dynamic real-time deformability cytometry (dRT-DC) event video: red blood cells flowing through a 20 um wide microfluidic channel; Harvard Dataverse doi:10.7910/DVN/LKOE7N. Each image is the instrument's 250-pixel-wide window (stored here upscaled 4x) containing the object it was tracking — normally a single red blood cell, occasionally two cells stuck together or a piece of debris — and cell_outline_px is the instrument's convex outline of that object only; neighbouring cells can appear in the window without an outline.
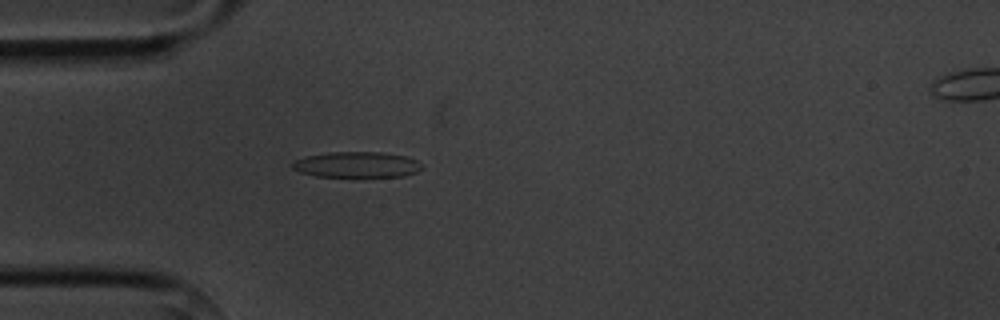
{"species": "common noctule bat (a hibernating species)", "species_latin": "Nyctalus noctula", "temperature_condition": "cold", "stored_images_in_passage": 6, "camera_frame_rate_fps": 3000, "um_per_image_px": 0.085, "animal": {"sex": "male", "body_mass_g": 20.1, "forearm_length_mm": 53.5}, "frame": {"image": 1, "passage_image": 5, "time_ms": 4.667, "image_size_px": [1000, 320], "cell_outline_px": [[424, 168], [416, 172], [404, 176], [316, 176], [300, 172], [292, 168], [292, 160], [304, 156], [328, 152], [380, 152], [404, 156], [416, 160], [424, 164]], "centroid_in_image_um": [30.32, 13.98], "position_along_channel_um": 54.7, "area_um2": 19.48}}